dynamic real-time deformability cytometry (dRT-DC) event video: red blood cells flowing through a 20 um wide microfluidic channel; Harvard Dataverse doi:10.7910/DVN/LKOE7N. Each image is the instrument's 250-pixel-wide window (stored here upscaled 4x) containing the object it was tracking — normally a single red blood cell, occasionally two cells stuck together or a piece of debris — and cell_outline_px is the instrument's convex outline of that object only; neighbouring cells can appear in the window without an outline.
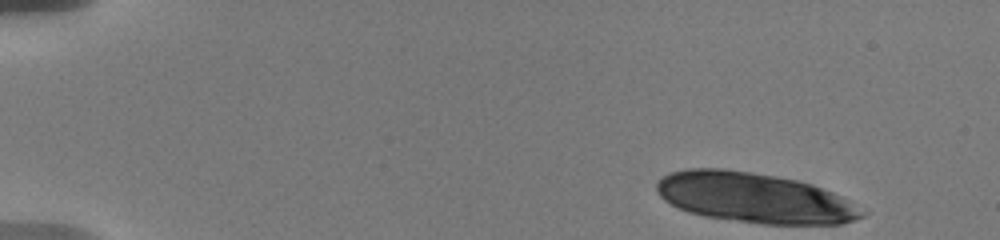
{"species": "human", "species_latin": "Homo sapiens", "temperature_condition": "warm", "stored_images_in_passage": 14, "camera_frame_rate_fps": 3000, "um_per_image_px": 0.085, "donor": {"sex": "male"}, "frame": {"image": 1, "passage_image": 1, "time_ms": 0.0, "image_size_px": [1000, 240], "cell_outline_px": [[868, 212], [864, 216], [840, 224], [760, 224], [704, 216], [688, 212], [664, 200], [656, 192], [656, 184], [664, 176], [672, 172], [688, 168], [720, 168], [776, 176], [796, 180], [812, 184], [832, 192], [848, 200]], "centroid_in_image_um": [64.13, 16.82], "position_along_channel_um": 20.9, "area_um2": 59.71}}
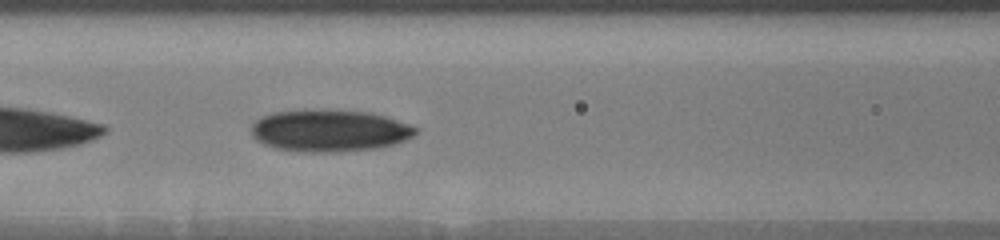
{"frame": {"image": 2, "passage_image": 14, "time_ms": 7.0, "image_size_px": [1000, 240], "cell_outline_px": [[420, 128], [412, 136], [404, 140], [380, 148], [336, 152], [300, 152], [276, 148], [264, 144], [256, 140], [252, 136], [252, 124], [260, 116], [272, 112], [304, 108], [324, 108], [368, 112], [384, 116], [412, 124]], "centroid_in_image_um": [27.98, 11.07], "position_along_channel_um": 138.6, "area_um2": 41.1}}